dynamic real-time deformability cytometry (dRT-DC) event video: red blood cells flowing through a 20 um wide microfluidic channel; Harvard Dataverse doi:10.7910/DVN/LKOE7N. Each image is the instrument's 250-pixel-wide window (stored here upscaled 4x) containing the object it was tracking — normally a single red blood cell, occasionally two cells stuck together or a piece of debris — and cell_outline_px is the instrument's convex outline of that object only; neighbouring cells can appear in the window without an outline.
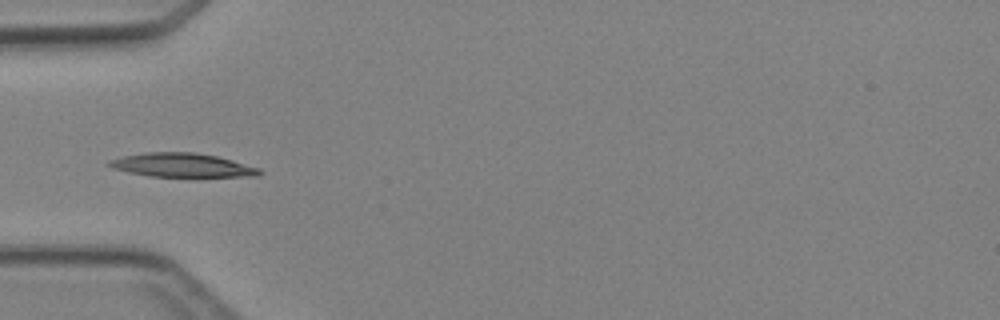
{"species": "Egyptian fruit bat (a non-hibernating species)", "species_latin": "Rousettus aegyptiacus", "temperature_condition": "cold", "stored_images_in_passage": 3, "camera_frame_rate_fps": 3000, "um_per_image_px": 0.085, "animal": {"sex": "female"}, "frame": {"image": 1, "passage_image": 1, "time_ms": 0.0, "image_size_px": [1000, 320], "cell_outline_px": [[264, 172], [256, 176], [196, 180], [152, 176], [128, 172], [112, 168], [104, 164], [108, 160], [124, 156], [148, 152], [196, 152], [216, 156], [232, 160], [260, 168]], "centroid_in_image_um": [15.57, 14.1], "position_along_channel_um": 69.4, "area_um2": 22.25}}
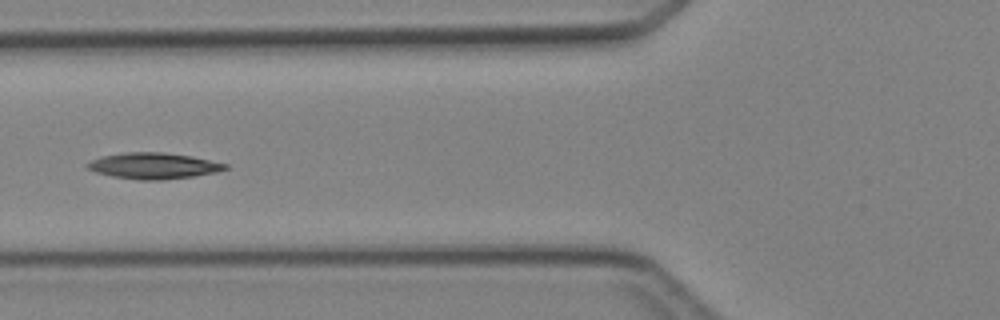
{"frame": {"image": 2, "passage_image": 2, "time_ms": 1.0, "image_size_px": [1000, 320], "cell_outline_px": [[228, 168], [216, 172], [192, 176], [160, 180], [140, 180], [112, 176], [96, 172], [88, 168], [84, 164], [100, 156], [124, 152], [164, 152], [192, 156], [228, 164]], "centroid_in_image_um": [13.03, 14.08], "position_along_channel_um": 112.8, "area_um2": 20.92}}
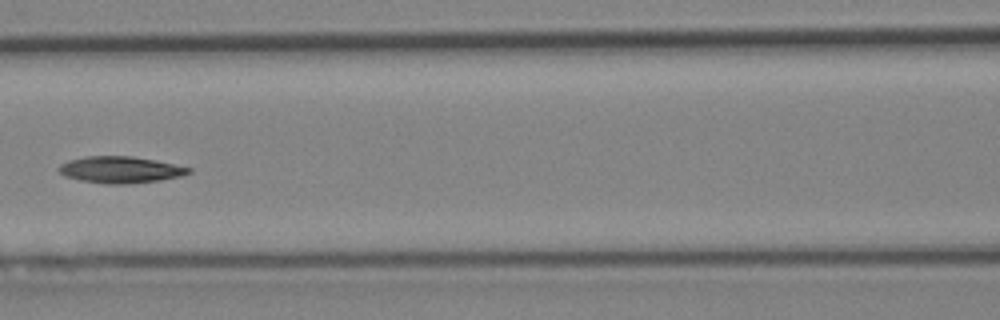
{"frame": {"image": 3, "passage_image": 3, "time_ms": 2.0, "image_size_px": [1000, 320], "cell_outline_px": [[192, 172], [180, 176], [160, 180], [128, 184], [104, 184], [80, 180], [64, 176], [56, 168], [60, 164], [68, 160], [84, 156], [132, 156], [192, 168]], "centroid_in_image_um": [10.18, 14.43], "position_along_channel_um": 156.4, "area_um2": 20.11}}